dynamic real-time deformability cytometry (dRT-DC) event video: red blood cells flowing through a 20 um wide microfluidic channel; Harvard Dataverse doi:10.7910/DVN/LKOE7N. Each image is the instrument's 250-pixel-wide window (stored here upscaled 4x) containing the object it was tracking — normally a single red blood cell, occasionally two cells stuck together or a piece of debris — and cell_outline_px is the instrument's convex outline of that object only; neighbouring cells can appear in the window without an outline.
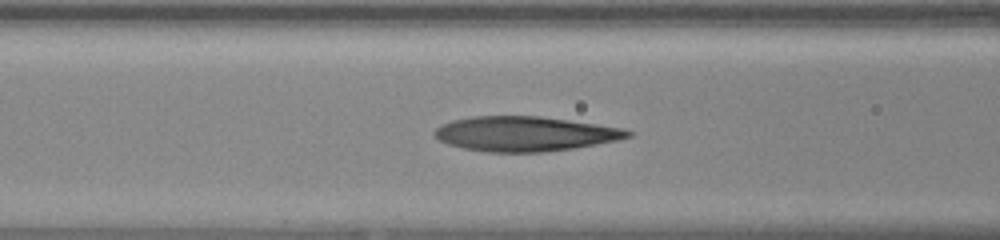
{"species": "human", "species_latin": "Homo sapiens", "temperature_condition": "warm", "stored_images_in_passage": 54, "camera_frame_rate_fps": 3000, "um_per_image_px": 0.085, "donor": {"sex": "female"}, "frame": {"image": 1, "passage_image": 23, "time_ms": 7.333, "image_size_px": [1000, 240], "cell_outline_px": [[632, 136], [616, 140], [596, 144], [572, 148], [544, 152], [488, 152], [464, 148], [448, 144], [440, 140], [432, 132], [436, 128], [452, 120], [472, 116], [540, 116], [624, 128], [632, 132]], "centroid_in_image_um": [44.61, 11.37], "position_along_channel_um": 122.0, "area_um2": 38.9}}
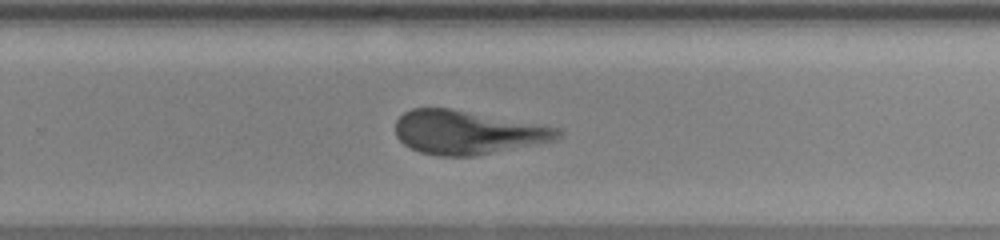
{"frame": {"image": 2, "passage_image": 36, "time_ms": 11.667, "image_size_px": [1000, 240], "cell_outline_px": [[560, 136], [552, 140], [476, 156], [440, 156], [420, 152], [404, 144], [396, 136], [396, 120], [404, 112], [412, 108], [448, 108], [560, 128]], "centroid_in_image_um": [39.66, 11.25], "position_along_channel_um": 290.1, "area_um2": 40.63}}
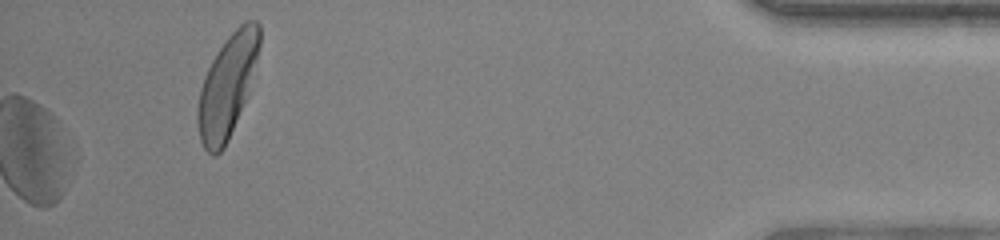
{"frame": {"image": 3, "passage_image": 54, "time_ms": 17.667, "image_size_px": [1000, 240], "cell_outline_px": [[260, 44], [248, 96], [228, 140], [224, 148], [216, 156], [212, 156], [204, 148], [200, 140], [196, 120], [196, 108], [200, 88], [204, 76], [212, 60], [228, 36], [244, 20], [256, 20], [260, 24]], "centroid_in_image_um": [19.31, 7.34], "position_along_channel_um": 415.9, "area_um2": 36.99}, "authors_computed_cell_mechanics": {"area_um2": 42.3963, "velocity_mm_per_s": 3.8833, "shape_relaxation_time_tau1_ms": 4.264, "shape_relaxation_time_tau2_ms": 1.3579, "deformation_change_tau1": 0.1889, "deformation_change_tau2": 0.1128}}